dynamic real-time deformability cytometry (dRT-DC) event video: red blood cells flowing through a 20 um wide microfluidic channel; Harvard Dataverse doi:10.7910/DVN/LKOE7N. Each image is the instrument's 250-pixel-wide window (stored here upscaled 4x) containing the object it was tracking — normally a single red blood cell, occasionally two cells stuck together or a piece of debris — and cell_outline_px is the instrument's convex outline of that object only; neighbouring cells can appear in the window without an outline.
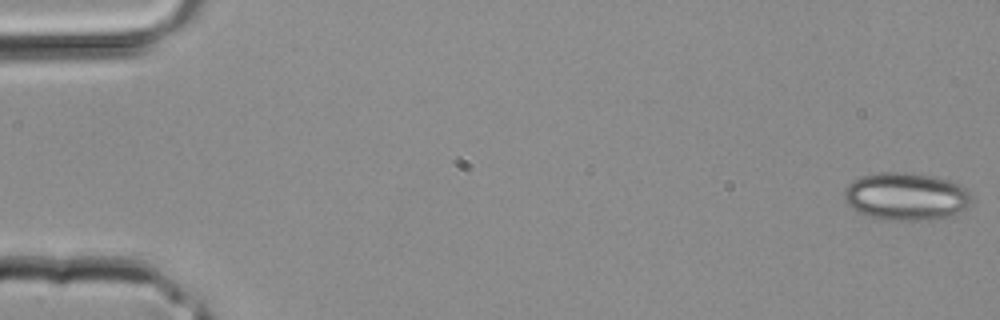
{"species": "common noctule bat (a hibernating species)", "species_latin": "Nyctalus noctula", "temperature_condition": "room temperature", "stored_images_in_passage": 4, "camera_frame_rate_fps": 3000, "um_per_image_px": 0.085, "animal": {"sex": "male", "body_mass_g": 20.4}, "frame": {"image": 1, "passage_image": 1, "time_ms": 0.0, "image_size_px": [1000, 320], "cell_outline_px": [[972, 200], [956, 216], [936, 220], [880, 220], [864, 216], [856, 212], [844, 200], [844, 188], [852, 180], [864, 176], [880, 172], [904, 172], [932, 176], [948, 180], [960, 184], [968, 188], [972, 196]], "centroid_in_image_um": [77.02, 16.72], "position_along_channel_um": 8.0, "area_um2": 36.13}}